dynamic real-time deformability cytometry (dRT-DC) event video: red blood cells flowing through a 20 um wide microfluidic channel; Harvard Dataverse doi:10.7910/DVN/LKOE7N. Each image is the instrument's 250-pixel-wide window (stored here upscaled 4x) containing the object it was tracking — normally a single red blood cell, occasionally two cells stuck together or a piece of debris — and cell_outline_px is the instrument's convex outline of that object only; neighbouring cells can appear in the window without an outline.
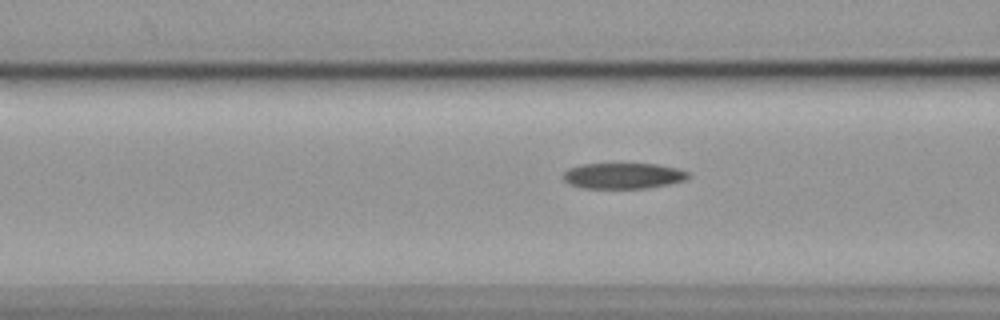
{"species": "common noctule bat (a hibernating species)", "species_latin": "Nyctalus noctula", "temperature_condition": "cold", "stored_images_in_passage": 45, "camera_frame_rate_fps": 3000, "um_per_image_px": 0.085, "animal": {"sex": "female", "body_mass_g": 19.9}, "frame": {"image": 1, "passage_image": 10, "time_ms": 3.0, "image_size_px": [1000, 320], "cell_outline_px": [[688, 176], [684, 180], [668, 184], [648, 188], [580, 188], [568, 184], [564, 180], [564, 172], [568, 168], [580, 164], [656, 164], [676, 168], [688, 172]], "centroid_in_image_um": [52.91, 14.94], "position_along_channel_um": 113.7, "area_um2": 18.73}}
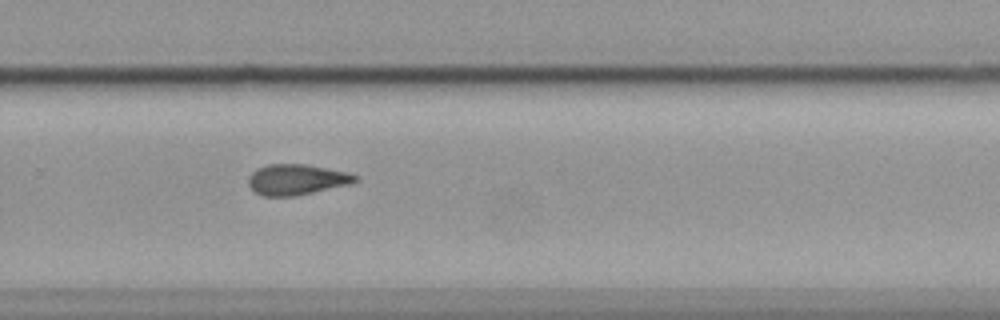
{"frame": {"image": 2, "passage_image": 26, "time_ms": 8.333, "image_size_px": [1000, 320], "cell_outline_px": [[360, 180], [352, 184], [296, 196], [264, 196], [256, 192], [248, 184], [248, 176], [256, 168], [268, 164], [304, 164], [348, 172], [356, 176]], "centroid_in_image_um": [25.22, 15.26], "position_along_channel_um": 304.6, "area_um2": 19.19}}
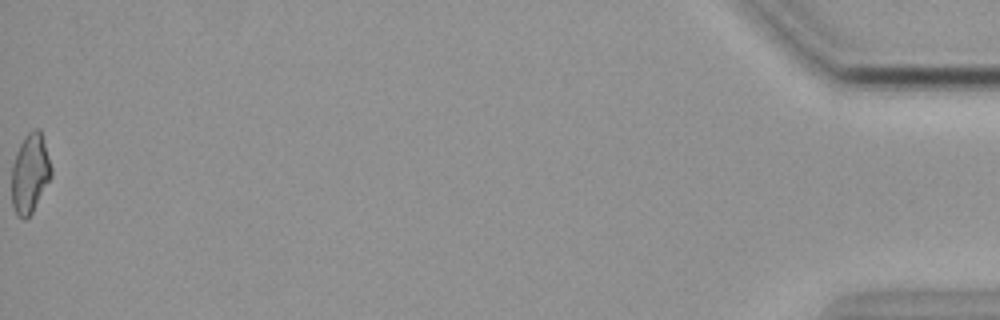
{"frame": {"image": 3, "passage_image": 45, "time_ms": 14.667, "image_size_px": [1000, 320], "cell_outline_px": [[52, 176], [32, 212], [24, 220], [16, 216], [12, 204], [12, 164], [16, 152], [24, 136], [32, 128], [40, 128], [52, 168]], "centroid_in_image_um": [2.55, 14.72], "position_along_channel_um": 432.7, "area_um2": 18.44}, "authors_computed_cell_mechanics": {"area_um2": 18.9584, "velocity_mm_per_s": 3.5919, "shape_relaxation_time_tau1_ms": null, "shape_relaxation_time_tau2_ms": 3.3232, "deformation_change_tau1": null, "deformation_change_tau2": 0.1131}}